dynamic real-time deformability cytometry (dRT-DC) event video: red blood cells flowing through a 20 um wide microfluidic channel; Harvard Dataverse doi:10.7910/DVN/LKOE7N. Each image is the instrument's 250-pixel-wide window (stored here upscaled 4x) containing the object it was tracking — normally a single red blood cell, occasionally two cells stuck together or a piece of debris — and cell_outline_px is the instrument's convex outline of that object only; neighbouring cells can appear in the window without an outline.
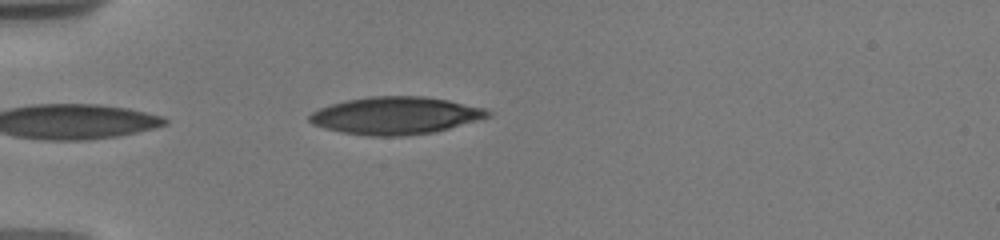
{"species": "human", "species_latin": "Homo sapiens", "temperature_condition": "warm", "stored_images_in_passage": 9, "camera_frame_rate_fps": 3000, "um_per_image_px": 0.085, "donor": {"sex": "male"}, "frame": {"image": 1, "passage_image": 4, "time_ms": 3.0, "image_size_px": [1000, 240], "cell_outline_px": [[492, 116], [436, 132], [404, 136], [372, 136], [344, 132], [312, 124], [308, 120], [308, 116], [312, 112], [320, 108], [332, 104], [348, 100], [372, 96], [424, 96], [448, 100], [488, 108], [492, 112]], "centroid_in_image_um": [33.7, 9.82], "position_along_channel_um": 51.3, "area_um2": 38.9}}
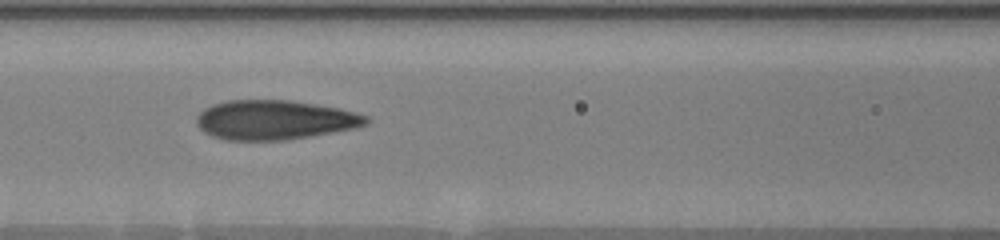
{"frame": {"image": 2, "passage_image": 7, "time_ms": 6.0, "image_size_px": [1000, 240], "cell_outline_px": [[372, 120], [368, 124], [356, 128], [284, 140], [224, 140], [212, 136], [204, 132], [196, 124], [196, 116], [204, 108], [212, 104], [228, 100], [292, 100], [340, 108], [356, 112], [368, 116]], "centroid_in_image_um": [23.36, 10.18], "position_along_channel_um": 143.2, "area_um2": 39.25}}
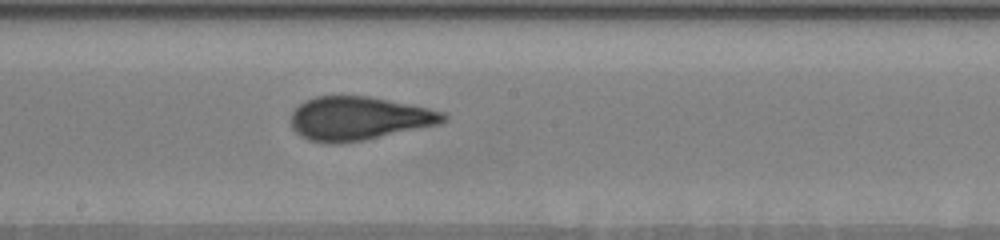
{"frame": {"image": 3, "passage_image": 9, "time_ms": 8.0, "image_size_px": [1000, 240], "cell_outline_px": [[448, 120], [440, 124], [364, 140], [340, 144], [328, 144], [308, 140], [300, 136], [292, 128], [288, 120], [292, 112], [304, 100], [316, 96], [368, 96], [428, 108], [444, 112], [448, 116]], "centroid_in_image_um": [30.46, 10.08], "position_along_channel_um": 217.7, "area_um2": 39.02}}